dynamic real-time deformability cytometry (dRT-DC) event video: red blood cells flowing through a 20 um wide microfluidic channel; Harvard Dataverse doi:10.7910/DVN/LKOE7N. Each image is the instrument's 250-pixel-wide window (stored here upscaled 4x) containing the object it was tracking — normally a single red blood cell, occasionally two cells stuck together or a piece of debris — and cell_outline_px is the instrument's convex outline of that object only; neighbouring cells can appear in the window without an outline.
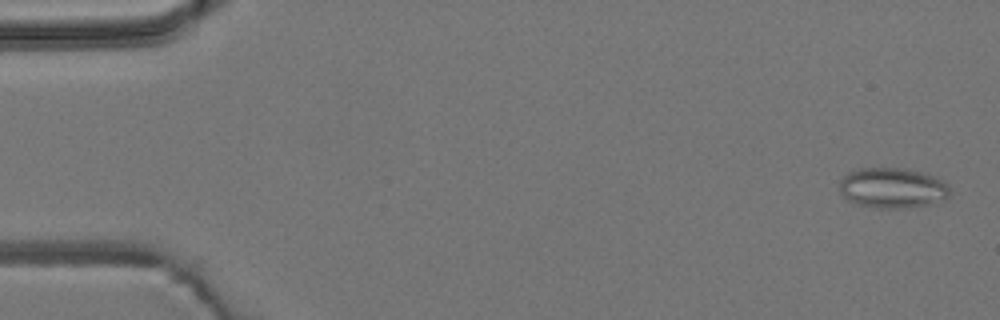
{"species": "common noctule bat (a hibernating species)", "species_latin": "Nyctalus noctula", "temperature_condition": "room temperature", "stored_images_in_passage": 5, "camera_frame_rate_fps": 3000, "um_per_image_px": 0.085, "animal": {"sex": "male", "body_mass_g": 19.2, "forearm_length_mm": 51.8}, "frame": {"image": 1, "passage_image": 1, "time_ms": 0.0, "image_size_px": [1000, 320], "cell_outline_px": [[948, 196], [944, 200], [932, 204], [904, 208], [876, 208], [856, 204], [848, 200], [840, 192], [840, 180], [852, 168], [908, 168], [924, 172], [936, 176], [944, 180], [948, 184]], "centroid_in_image_um": [75.87, 15.96], "position_along_channel_um": 9.1, "area_um2": 26.41}}